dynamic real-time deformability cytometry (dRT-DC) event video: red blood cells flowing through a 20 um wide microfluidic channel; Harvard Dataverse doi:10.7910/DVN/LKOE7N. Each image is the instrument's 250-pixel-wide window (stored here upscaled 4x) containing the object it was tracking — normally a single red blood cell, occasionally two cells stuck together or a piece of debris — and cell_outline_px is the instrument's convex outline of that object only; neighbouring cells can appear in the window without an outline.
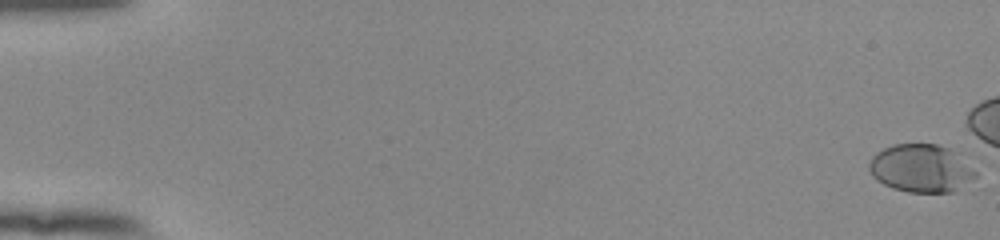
{"species": "human", "species_latin": "Homo sapiens", "temperature_condition": "room temperature", "stored_images_in_passage": 47, "camera_frame_rate_fps": 3000, "um_per_image_px": 0.085, "donor": {"sex": "female"}, "frame": {"image": 1, "passage_image": 1, "time_ms": 0.0, "image_size_px": [1000, 240], "cell_outline_px": [[976, 176], [952, 192], [908, 192], [892, 188], [876, 180], [872, 176], [868, 168], [868, 164], [872, 156], [876, 152], [892, 144], [936, 144], [948, 148], [976, 172]], "centroid_in_image_um": [78.2, 14.31], "position_along_channel_um": 6.8, "area_um2": 29.3}}
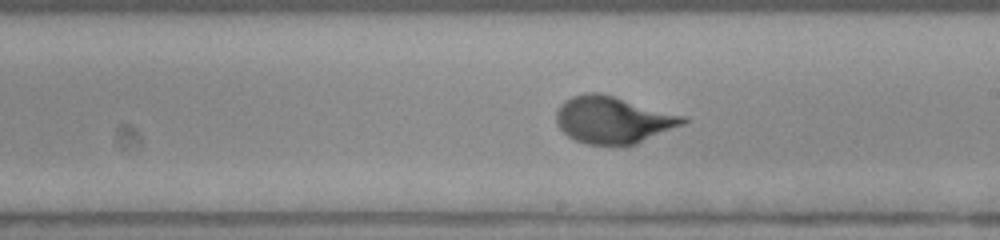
{"frame": {"image": 2, "passage_image": 34, "time_ms": 11.0, "image_size_px": [1000, 240], "cell_outline_px": [[688, 120], [684, 124], [636, 144], [588, 144], [576, 140], [568, 136], [556, 124], [556, 112], [560, 104], [564, 100], [572, 96], [584, 92], [600, 92], [688, 116]], "centroid_in_image_um": [52.12, 10.16], "position_along_channel_um": 236.9, "area_um2": 34.85}}
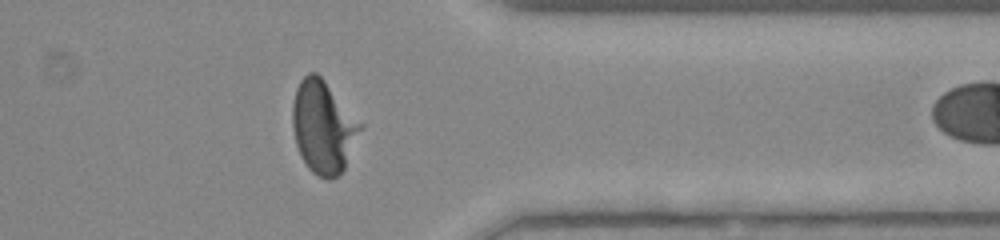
{"frame": {"image": 3, "passage_image": 46, "time_ms": 15.0, "image_size_px": [1000, 240], "cell_outline_px": [[364, 128], [340, 176], [332, 180], [324, 180], [316, 176], [308, 168], [300, 156], [296, 144], [292, 128], [292, 104], [296, 88], [300, 80], [308, 72], [316, 72], [324, 80], [364, 124]], "centroid_in_image_um": [27.49, 10.83], "position_along_channel_um": 383.9, "area_um2": 37.28}}